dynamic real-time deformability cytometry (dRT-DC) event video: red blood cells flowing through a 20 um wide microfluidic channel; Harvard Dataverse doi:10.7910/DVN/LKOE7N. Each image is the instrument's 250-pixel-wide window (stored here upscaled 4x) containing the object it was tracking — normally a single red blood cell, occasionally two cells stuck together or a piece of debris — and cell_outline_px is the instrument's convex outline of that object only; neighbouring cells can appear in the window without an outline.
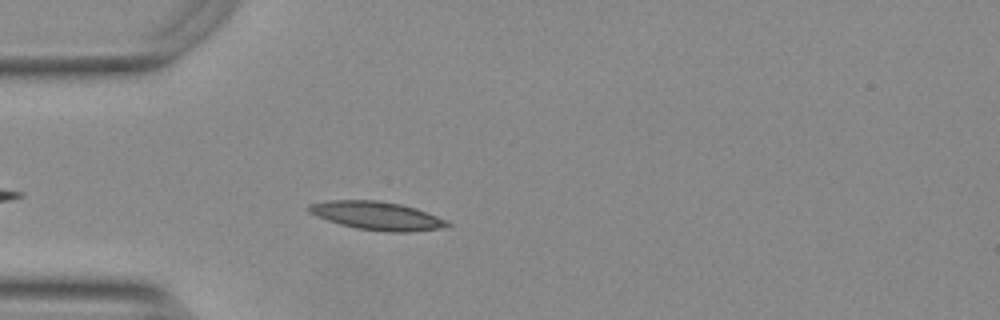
{"species": "Egyptian fruit bat (a non-hibernating species)", "species_latin": "Rousettus aegyptiacus", "temperature_condition": "warm", "stored_images_in_passage": 29, "camera_frame_rate_fps": 3000, "um_per_image_px": 0.085, "animal": {"sex": "female"}, "frame": {"image": 1, "passage_image": 5, "time_ms": 1.333, "image_size_px": [1000, 320], "cell_outline_px": [[452, 224], [440, 228], [408, 232], [384, 232], [356, 228], [340, 224], [328, 220], [308, 212], [308, 204], [328, 200], [380, 200], [400, 204], [416, 208], [428, 212], [448, 220]], "centroid_in_image_um": [32.06, 18.33], "position_along_channel_um": 52.9, "area_um2": 22.95}}
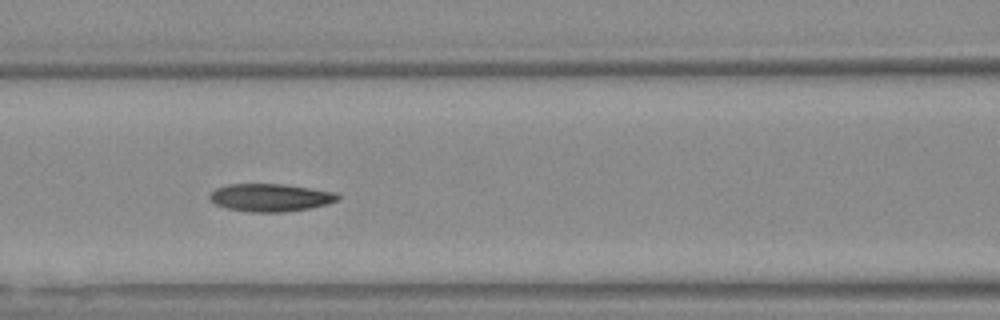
{"frame": {"image": 2, "passage_image": 13, "time_ms": 4.0, "image_size_px": [1000, 320], "cell_outline_px": [[340, 200], [328, 204], [312, 208], [284, 212], [252, 212], [228, 208], [216, 204], [208, 196], [216, 188], [228, 184], [284, 184], [336, 192], [340, 196]], "centroid_in_image_um": [23.04, 16.79], "position_along_channel_um": 143.6, "area_um2": 20.75}}
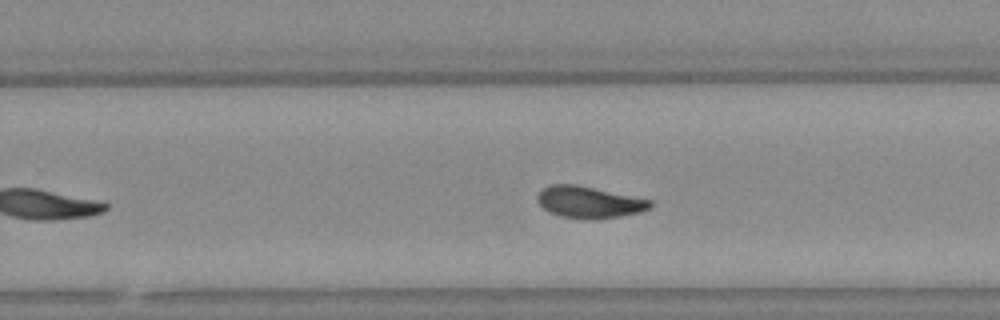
{"frame": {"image": 3, "passage_image": 24, "time_ms": 7.667, "image_size_px": [1000, 320], "cell_outline_px": [[652, 204], [648, 208], [640, 212], [620, 216], [592, 220], [560, 216], [548, 212], [536, 200], [536, 196], [544, 188], [552, 184], [576, 184], [652, 200]], "centroid_in_image_um": [50.05, 17.19], "position_along_channel_um": 279.7, "area_um2": 20.75}}